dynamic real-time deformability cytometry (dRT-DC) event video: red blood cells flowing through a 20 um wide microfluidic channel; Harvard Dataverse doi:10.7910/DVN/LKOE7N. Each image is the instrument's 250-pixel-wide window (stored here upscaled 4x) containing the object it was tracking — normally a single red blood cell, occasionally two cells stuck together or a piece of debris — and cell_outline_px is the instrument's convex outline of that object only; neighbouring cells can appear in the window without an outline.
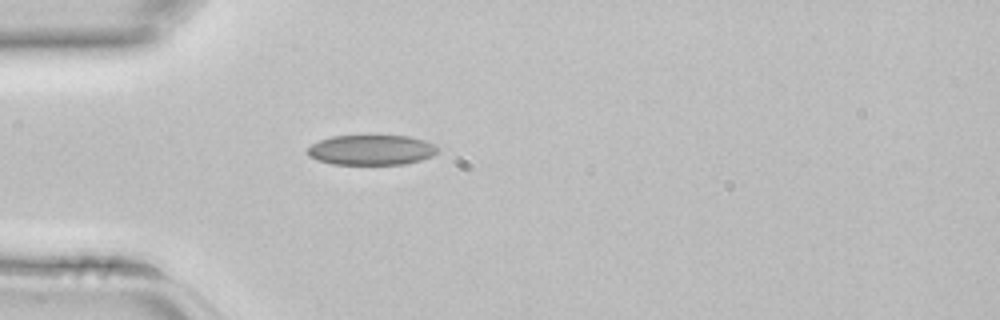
{"species": "common noctule bat (a hibernating species)", "species_latin": "Nyctalus noctula", "temperature_condition": "room temperature", "stored_images_in_passage": 3, "camera_frame_rate_fps": 3000, "um_per_image_px": 0.085, "animal": {"sex": "female", "body_mass_g": 22.7, "forearm_length_mm": 54.2}, "frame": {"image": 1, "passage_image": 3, "time_ms": 0.667, "image_size_px": [1000, 320], "cell_outline_px": [[440, 148], [432, 156], [420, 160], [404, 164], [332, 164], [316, 160], [308, 156], [308, 148], [312, 144], [320, 140], [332, 136], [408, 136], [424, 140], [436, 144]], "centroid_in_image_um": [31.58, 12.75], "position_along_channel_um": 53.4, "area_um2": 22.83}}